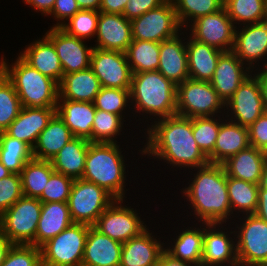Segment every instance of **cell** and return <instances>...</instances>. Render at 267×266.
Wrapping results in <instances>:
<instances>
[{"instance_id":"1","label":"cell","mask_w":267,"mask_h":266,"mask_svg":"<svg viewBox=\"0 0 267 266\" xmlns=\"http://www.w3.org/2000/svg\"><path fill=\"white\" fill-rule=\"evenodd\" d=\"M142 131L145 135L141 136L144 138L141 145L145 144L142 150L139 149L137 152L141 160L147 156L150 160L156 159L159 164L162 161L166 162L164 165L168 164L170 171L172 169L173 172V168H176L175 171L178 168L179 171H187L209 163L193 136L191 118L179 115L162 118L149 124Z\"/></svg>"},{"instance_id":"2","label":"cell","mask_w":267,"mask_h":266,"mask_svg":"<svg viewBox=\"0 0 267 266\" xmlns=\"http://www.w3.org/2000/svg\"><path fill=\"white\" fill-rule=\"evenodd\" d=\"M190 170L188 171L190 179L184 188L180 189V193L182 198H185L184 202L185 200L189 202L187 206L189 205L188 209L191 211L187 216L196 219L191 220V224L196 221L208 224H228V222L232 224L234 219L227 191V174L223 165L208 163Z\"/></svg>"},{"instance_id":"3","label":"cell","mask_w":267,"mask_h":266,"mask_svg":"<svg viewBox=\"0 0 267 266\" xmlns=\"http://www.w3.org/2000/svg\"><path fill=\"white\" fill-rule=\"evenodd\" d=\"M176 94L177 86L158 70L134 73L130 87L132 114L138 117L134 125L146 119L144 126L148 127V123L176 115Z\"/></svg>"},{"instance_id":"4","label":"cell","mask_w":267,"mask_h":266,"mask_svg":"<svg viewBox=\"0 0 267 266\" xmlns=\"http://www.w3.org/2000/svg\"><path fill=\"white\" fill-rule=\"evenodd\" d=\"M118 143H89L82 179L104 188L115 199H125L127 159ZM126 160V161H125Z\"/></svg>"},{"instance_id":"5","label":"cell","mask_w":267,"mask_h":266,"mask_svg":"<svg viewBox=\"0 0 267 266\" xmlns=\"http://www.w3.org/2000/svg\"><path fill=\"white\" fill-rule=\"evenodd\" d=\"M0 63L3 74L13 84L22 107H57L59 84L55 80L42 75L19 55L11 64L5 55H1Z\"/></svg>"},{"instance_id":"6","label":"cell","mask_w":267,"mask_h":266,"mask_svg":"<svg viewBox=\"0 0 267 266\" xmlns=\"http://www.w3.org/2000/svg\"><path fill=\"white\" fill-rule=\"evenodd\" d=\"M42 202L22 196L0 216V233L12 244L34 245Z\"/></svg>"},{"instance_id":"7","label":"cell","mask_w":267,"mask_h":266,"mask_svg":"<svg viewBox=\"0 0 267 266\" xmlns=\"http://www.w3.org/2000/svg\"><path fill=\"white\" fill-rule=\"evenodd\" d=\"M176 115L191 119L225 115V103L209 81L189 78L177 85Z\"/></svg>"},{"instance_id":"8","label":"cell","mask_w":267,"mask_h":266,"mask_svg":"<svg viewBox=\"0 0 267 266\" xmlns=\"http://www.w3.org/2000/svg\"><path fill=\"white\" fill-rule=\"evenodd\" d=\"M234 225L238 264L241 266L267 265V222L255 214L236 217ZM238 223H237V222Z\"/></svg>"},{"instance_id":"9","label":"cell","mask_w":267,"mask_h":266,"mask_svg":"<svg viewBox=\"0 0 267 266\" xmlns=\"http://www.w3.org/2000/svg\"><path fill=\"white\" fill-rule=\"evenodd\" d=\"M89 225L72 223L59 235L44 243L41 249L42 266H82Z\"/></svg>"},{"instance_id":"10","label":"cell","mask_w":267,"mask_h":266,"mask_svg":"<svg viewBox=\"0 0 267 266\" xmlns=\"http://www.w3.org/2000/svg\"><path fill=\"white\" fill-rule=\"evenodd\" d=\"M115 198L104 188L82 178L75 179L68 206L73 223L93 226Z\"/></svg>"},{"instance_id":"11","label":"cell","mask_w":267,"mask_h":266,"mask_svg":"<svg viewBox=\"0 0 267 266\" xmlns=\"http://www.w3.org/2000/svg\"><path fill=\"white\" fill-rule=\"evenodd\" d=\"M125 202L128 203L125 199H115L93 225L100 233L121 243L138 236L149 226L145 217L141 218L140 209Z\"/></svg>"},{"instance_id":"12","label":"cell","mask_w":267,"mask_h":266,"mask_svg":"<svg viewBox=\"0 0 267 266\" xmlns=\"http://www.w3.org/2000/svg\"><path fill=\"white\" fill-rule=\"evenodd\" d=\"M131 26L133 39L158 43L184 30L171 0L131 20Z\"/></svg>"},{"instance_id":"13","label":"cell","mask_w":267,"mask_h":266,"mask_svg":"<svg viewBox=\"0 0 267 266\" xmlns=\"http://www.w3.org/2000/svg\"><path fill=\"white\" fill-rule=\"evenodd\" d=\"M225 112L228 120L245 127H249L265 112L258 70L252 71L225 103Z\"/></svg>"},{"instance_id":"14","label":"cell","mask_w":267,"mask_h":266,"mask_svg":"<svg viewBox=\"0 0 267 266\" xmlns=\"http://www.w3.org/2000/svg\"><path fill=\"white\" fill-rule=\"evenodd\" d=\"M237 265L239 264L233 225L204 223L202 266Z\"/></svg>"},{"instance_id":"15","label":"cell","mask_w":267,"mask_h":266,"mask_svg":"<svg viewBox=\"0 0 267 266\" xmlns=\"http://www.w3.org/2000/svg\"><path fill=\"white\" fill-rule=\"evenodd\" d=\"M235 29L226 8L223 7L215 13L199 17L185 30L196 41L227 52L233 49Z\"/></svg>"},{"instance_id":"16","label":"cell","mask_w":267,"mask_h":266,"mask_svg":"<svg viewBox=\"0 0 267 266\" xmlns=\"http://www.w3.org/2000/svg\"><path fill=\"white\" fill-rule=\"evenodd\" d=\"M232 52L251 71L267 68V21L237 27Z\"/></svg>"},{"instance_id":"17","label":"cell","mask_w":267,"mask_h":266,"mask_svg":"<svg viewBox=\"0 0 267 266\" xmlns=\"http://www.w3.org/2000/svg\"><path fill=\"white\" fill-rule=\"evenodd\" d=\"M90 68L99 79L101 87L130 89L132 71L126 53L93 48Z\"/></svg>"},{"instance_id":"18","label":"cell","mask_w":267,"mask_h":266,"mask_svg":"<svg viewBox=\"0 0 267 266\" xmlns=\"http://www.w3.org/2000/svg\"><path fill=\"white\" fill-rule=\"evenodd\" d=\"M44 35L53 43L58 54L63 74H70L90 68L94 46L86 40L67 34L60 27L50 26Z\"/></svg>"},{"instance_id":"19","label":"cell","mask_w":267,"mask_h":266,"mask_svg":"<svg viewBox=\"0 0 267 266\" xmlns=\"http://www.w3.org/2000/svg\"><path fill=\"white\" fill-rule=\"evenodd\" d=\"M147 227L138 236L123 243L120 266H156L160 255L164 251L163 237L157 238V234ZM155 234V235H154ZM162 241V242H161Z\"/></svg>"},{"instance_id":"20","label":"cell","mask_w":267,"mask_h":266,"mask_svg":"<svg viewBox=\"0 0 267 266\" xmlns=\"http://www.w3.org/2000/svg\"><path fill=\"white\" fill-rule=\"evenodd\" d=\"M95 48L125 53L133 40L131 21L121 14L99 12Z\"/></svg>"},{"instance_id":"21","label":"cell","mask_w":267,"mask_h":266,"mask_svg":"<svg viewBox=\"0 0 267 266\" xmlns=\"http://www.w3.org/2000/svg\"><path fill=\"white\" fill-rule=\"evenodd\" d=\"M185 33L160 42L158 71L176 86L189 79Z\"/></svg>"},{"instance_id":"22","label":"cell","mask_w":267,"mask_h":266,"mask_svg":"<svg viewBox=\"0 0 267 266\" xmlns=\"http://www.w3.org/2000/svg\"><path fill=\"white\" fill-rule=\"evenodd\" d=\"M252 71L232 52H223L210 80L214 90L226 103Z\"/></svg>"},{"instance_id":"23","label":"cell","mask_w":267,"mask_h":266,"mask_svg":"<svg viewBox=\"0 0 267 266\" xmlns=\"http://www.w3.org/2000/svg\"><path fill=\"white\" fill-rule=\"evenodd\" d=\"M190 225H183L184 228L181 227L180 230L177 227L174 238L170 237L171 241L166 237L164 250L176 259L202 266L204 223L193 222L191 227Z\"/></svg>"},{"instance_id":"24","label":"cell","mask_w":267,"mask_h":266,"mask_svg":"<svg viewBox=\"0 0 267 266\" xmlns=\"http://www.w3.org/2000/svg\"><path fill=\"white\" fill-rule=\"evenodd\" d=\"M55 113L56 107H22L18 116L4 132L10 137L17 138L33 148L39 134L47 126Z\"/></svg>"},{"instance_id":"25","label":"cell","mask_w":267,"mask_h":266,"mask_svg":"<svg viewBox=\"0 0 267 266\" xmlns=\"http://www.w3.org/2000/svg\"><path fill=\"white\" fill-rule=\"evenodd\" d=\"M22 50L17 55L42 75L60 84L64 76L63 69L53 43L45 35L39 39L37 37Z\"/></svg>"},{"instance_id":"26","label":"cell","mask_w":267,"mask_h":266,"mask_svg":"<svg viewBox=\"0 0 267 266\" xmlns=\"http://www.w3.org/2000/svg\"><path fill=\"white\" fill-rule=\"evenodd\" d=\"M123 243L89 227L82 266H120Z\"/></svg>"},{"instance_id":"27","label":"cell","mask_w":267,"mask_h":266,"mask_svg":"<svg viewBox=\"0 0 267 266\" xmlns=\"http://www.w3.org/2000/svg\"><path fill=\"white\" fill-rule=\"evenodd\" d=\"M249 146L248 127L225 118L220 124L213 152L207 158L209 163L222 164Z\"/></svg>"},{"instance_id":"28","label":"cell","mask_w":267,"mask_h":266,"mask_svg":"<svg viewBox=\"0 0 267 266\" xmlns=\"http://www.w3.org/2000/svg\"><path fill=\"white\" fill-rule=\"evenodd\" d=\"M96 108L93 102L58 99L56 113L70 129L72 135L91 142L92 124Z\"/></svg>"},{"instance_id":"29","label":"cell","mask_w":267,"mask_h":266,"mask_svg":"<svg viewBox=\"0 0 267 266\" xmlns=\"http://www.w3.org/2000/svg\"><path fill=\"white\" fill-rule=\"evenodd\" d=\"M267 162V153L249 146L222 163L227 177L259 184Z\"/></svg>"},{"instance_id":"30","label":"cell","mask_w":267,"mask_h":266,"mask_svg":"<svg viewBox=\"0 0 267 266\" xmlns=\"http://www.w3.org/2000/svg\"><path fill=\"white\" fill-rule=\"evenodd\" d=\"M186 50L189 78L210 82L223 51L196 41L188 35V32H186Z\"/></svg>"},{"instance_id":"31","label":"cell","mask_w":267,"mask_h":266,"mask_svg":"<svg viewBox=\"0 0 267 266\" xmlns=\"http://www.w3.org/2000/svg\"><path fill=\"white\" fill-rule=\"evenodd\" d=\"M73 223L68 202L42 203L36 231V247H41L51 238L59 235Z\"/></svg>"},{"instance_id":"32","label":"cell","mask_w":267,"mask_h":266,"mask_svg":"<svg viewBox=\"0 0 267 266\" xmlns=\"http://www.w3.org/2000/svg\"><path fill=\"white\" fill-rule=\"evenodd\" d=\"M101 89L99 79L91 68L64 74L59 84V99L94 102Z\"/></svg>"},{"instance_id":"33","label":"cell","mask_w":267,"mask_h":266,"mask_svg":"<svg viewBox=\"0 0 267 266\" xmlns=\"http://www.w3.org/2000/svg\"><path fill=\"white\" fill-rule=\"evenodd\" d=\"M73 137L70 129L55 113L32 148L33 158L50 161Z\"/></svg>"},{"instance_id":"34","label":"cell","mask_w":267,"mask_h":266,"mask_svg":"<svg viewBox=\"0 0 267 266\" xmlns=\"http://www.w3.org/2000/svg\"><path fill=\"white\" fill-rule=\"evenodd\" d=\"M89 143L87 139L73 137L50 160L53 169L74 180L82 178Z\"/></svg>"},{"instance_id":"35","label":"cell","mask_w":267,"mask_h":266,"mask_svg":"<svg viewBox=\"0 0 267 266\" xmlns=\"http://www.w3.org/2000/svg\"><path fill=\"white\" fill-rule=\"evenodd\" d=\"M259 185L227 177V191L233 218L254 214L257 208ZM238 215V216H237Z\"/></svg>"},{"instance_id":"36","label":"cell","mask_w":267,"mask_h":266,"mask_svg":"<svg viewBox=\"0 0 267 266\" xmlns=\"http://www.w3.org/2000/svg\"><path fill=\"white\" fill-rule=\"evenodd\" d=\"M54 171L51 161L30 159L20 173L23 196L39 198Z\"/></svg>"},{"instance_id":"37","label":"cell","mask_w":267,"mask_h":266,"mask_svg":"<svg viewBox=\"0 0 267 266\" xmlns=\"http://www.w3.org/2000/svg\"><path fill=\"white\" fill-rule=\"evenodd\" d=\"M125 53L133 74L158 70L160 43L133 39Z\"/></svg>"},{"instance_id":"38","label":"cell","mask_w":267,"mask_h":266,"mask_svg":"<svg viewBox=\"0 0 267 266\" xmlns=\"http://www.w3.org/2000/svg\"><path fill=\"white\" fill-rule=\"evenodd\" d=\"M32 158V148L28 144L0 132V162L8 170L20 174L24 165Z\"/></svg>"},{"instance_id":"39","label":"cell","mask_w":267,"mask_h":266,"mask_svg":"<svg viewBox=\"0 0 267 266\" xmlns=\"http://www.w3.org/2000/svg\"><path fill=\"white\" fill-rule=\"evenodd\" d=\"M224 7L236 28L266 18V0H224Z\"/></svg>"},{"instance_id":"40","label":"cell","mask_w":267,"mask_h":266,"mask_svg":"<svg viewBox=\"0 0 267 266\" xmlns=\"http://www.w3.org/2000/svg\"><path fill=\"white\" fill-rule=\"evenodd\" d=\"M124 122H126V120L119 115L96 109L92 124L91 142L120 143L117 141V138L125 133L124 130H122L125 129L124 125H129Z\"/></svg>"},{"instance_id":"41","label":"cell","mask_w":267,"mask_h":266,"mask_svg":"<svg viewBox=\"0 0 267 266\" xmlns=\"http://www.w3.org/2000/svg\"><path fill=\"white\" fill-rule=\"evenodd\" d=\"M183 29L196 19L224 7V0H171Z\"/></svg>"},{"instance_id":"42","label":"cell","mask_w":267,"mask_h":266,"mask_svg":"<svg viewBox=\"0 0 267 266\" xmlns=\"http://www.w3.org/2000/svg\"><path fill=\"white\" fill-rule=\"evenodd\" d=\"M93 103L96 109L119 115L123 119L132 116L130 89L101 87Z\"/></svg>"},{"instance_id":"43","label":"cell","mask_w":267,"mask_h":266,"mask_svg":"<svg viewBox=\"0 0 267 266\" xmlns=\"http://www.w3.org/2000/svg\"><path fill=\"white\" fill-rule=\"evenodd\" d=\"M225 118L224 115L192 118L193 136L206 157L213 152L220 124Z\"/></svg>"},{"instance_id":"44","label":"cell","mask_w":267,"mask_h":266,"mask_svg":"<svg viewBox=\"0 0 267 266\" xmlns=\"http://www.w3.org/2000/svg\"><path fill=\"white\" fill-rule=\"evenodd\" d=\"M100 11L80 10L63 23L60 28L67 34L82 40L95 38Z\"/></svg>"},{"instance_id":"45","label":"cell","mask_w":267,"mask_h":266,"mask_svg":"<svg viewBox=\"0 0 267 266\" xmlns=\"http://www.w3.org/2000/svg\"><path fill=\"white\" fill-rule=\"evenodd\" d=\"M22 108L13 84L3 74L0 77V132H4Z\"/></svg>"},{"instance_id":"46","label":"cell","mask_w":267,"mask_h":266,"mask_svg":"<svg viewBox=\"0 0 267 266\" xmlns=\"http://www.w3.org/2000/svg\"><path fill=\"white\" fill-rule=\"evenodd\" d=\"M73 182V178L54 171L38 199L42 203L68 202Z\"/></svg>"},{"instance_id":"47","label":"cell","mask_w":267,"mask_h":266,"mask_svg":"<svg viewBox=\"0 0 267 266\" xmlns=\"http://www.w3.org/2000/svg\"><path fill=\"white\" fill-rule=\"evenodd\" d=\"M1 266H42L41 249L34 245L13 244Z\"/></svg>"},{"instance_id":"48","label":"cell","mask_w":267,"mask_h":266,"mask_svg":"<svg viewBox=\"0 0 267 266\" xmlns=\"http://www.w3.org/2000/svg\"><path fill=\"white\" fill-rule=\"evenodd\" d=\"M23 196L20 174L0 179V216Z\"/></svg>"},{"instance_id":"49","label":"cell","mask_w":267,"mask_h":266,"mask_svg":"<svg viewBox=\"0 0 267 266\" xmlns=\"http://www.w3.org/2000/svg\"><path fill=\"white\" fill-rule=\"evenodd\" d=\"M250 145L267 153V112L248 127Z\"/></svg>"},{"instance_id":"50","label":"cell","mask_w":267,"mask_h":266,"mask_svg":"<svg viewBox=\"0 0 267 266\" xmlns=\"http://www.w3.org/2000/svg\"><path fill=\"white\" fill-rule=\"evenodd\" d=\"M80 10L76 0H56L51 13L47 17H52L57 21L53 27H60Z\"/></svg>"},{"instance_id":"51","label":"cell","mask_w":267,"mask_h":266,"mask_svg":"<svg viewBox=\"0 0 267 266\" xmlns=\"http://www.w3.org/2000/svg\"><path fill=\"white\" fill-rule=\"evenodd\" d=\"M165 1L166 0H129L123 10L122 15L131 21L137 17H140L149 10L160 6Z\"/></svg>"},{"instance_id":"52","label":"cell","mask_w":267,"mask_h":266,"mask_svg":"<svg viewBox=\"0 0 267 266\" xmlns=\"http://www.w3.org/2000/svg\"><path fill=\"white\" fill-rule=\"evenodd\" d=\"M25 6L28 5L29 7L35 10L34 12L41 13V16H48L55 4L56 0H23Z\"/></svg>"},{"instance_id":"53","label":"cell","mask_w":267,"mask_h":266,"mask_svg":"<svg viewBox=\"0 0 267 266\" xmlns=\"http://www.w3.org/2000/svg\"><path fill=\"white\" fill-rule=\"evenodd\" d=\"M129 0H101L100 12L121 14Z\"/></svg>"},{"instance_id":"54","label":"cell","mask_w":267,"mask_h":266,"mask_svg":"<svg viewBox=\"0 0 267 266\" xmlns=\"http://www.w3.org/2000/svg\"><path fill=\"white\" fill-rule=\"evenodd\" d=\"M257 217L267 222V190H258L257 208L254 213Z\"/></svg>"},{"instance_id":"55","label":"cell","mask_w":267,"mask_h":266,"mask_svg":"<svg viewBox=\"0 0 267 266\" xmlns=\"http://www.w3.org/2000/svg\"><path fill=\"white\" fill-rule=\"evenodd\" d=\"M157 265L158 266H195L189 262L181 261L179 259L172 257L165 250L160 255Z\"/></svg>"},{"instance_id":"56","label":"cell","mask_w":267,"mask_h":266,"mask_svg":"<svg viewBox=\"0 0 267 266\" xmlns=\"http://www.w3.org/2000/svg\"><path fill=\"white\" fill-rule=\"evenodd\" d=\"M258 80L261 88L264 109L267 112V68L258 70Z\"/></svg>"},{"instance_id":"57","label":"cell","mask_w":267,"mask_h":266,"mask_svg":"<svg viewBox=\"0 0 267 266\" xmlns=\"http://www.w3.org/2000/svg\"><path fill=\"white\" fill-rule=\"evenodd\" d=\"M81 10L100 11L101 0H76Z\"/></svg>"},{"instance_id":"58","label":"cell","mask_w":267,"mask_h":266,"mask_svg":"<svg viewBox=\"0 0 267 266\" xmlns=\"http://www.w3.org/2000/svg\"><path fill=\"white\" fill-rule=\"evenodd\" d=\"M12 245L13 244L0 233V266L4 262L7 252Z\"/></svg>"},{"instance_id":"59","label":"cell","mask_w":267,"mask_h":266,"mask_svg":"<svg viewBox=\"0 0 267 266\" xmlns=\"http://www.w3.org/2000/svg\"><path fill=\"white\" fill-rule=\"evenodd\" d=\"M258 185L261 189L267 190V162L265 163L261 179Z\"/></svg>"},{"instance_id":"60","label":"cell","mask_w":267,"mask_h":266,"mask_svg":"<svg viewBox=\"0 0 267 266\" xmlns=\"http://www.w3.org/2000/svg\"><path fill=\"white\" fill-rule=\"evenodd\" d=\"M12 172L0 162V179L8 177Z\"/></svg>"},{"instance_id":"61","label":"cell","mask_w":267,"mask_h":266,"mask_svg":"<svg viewBox=\"0 0 267 266\" xmlns=\"http://www.w3.org/2000/svg\"><path fill=\"white\" fill-rule=\"evenodd\" d=\"M3 75V70H2V66H1V63H0V77Z\"/></svg>"},{"instance_id":"62","label":"cell","mask_w":267,"mask_h":266,"mask_svg":"<svg viewBox=\"0 0 267 266\" xmlns=\"http://www.w3.org/2000/svg\"><path fill=\"white\" fill-rule=\"evenodd\" d=\"M265 20L267 21V0H266V18Z\"/></svg>"}]
</instances>
